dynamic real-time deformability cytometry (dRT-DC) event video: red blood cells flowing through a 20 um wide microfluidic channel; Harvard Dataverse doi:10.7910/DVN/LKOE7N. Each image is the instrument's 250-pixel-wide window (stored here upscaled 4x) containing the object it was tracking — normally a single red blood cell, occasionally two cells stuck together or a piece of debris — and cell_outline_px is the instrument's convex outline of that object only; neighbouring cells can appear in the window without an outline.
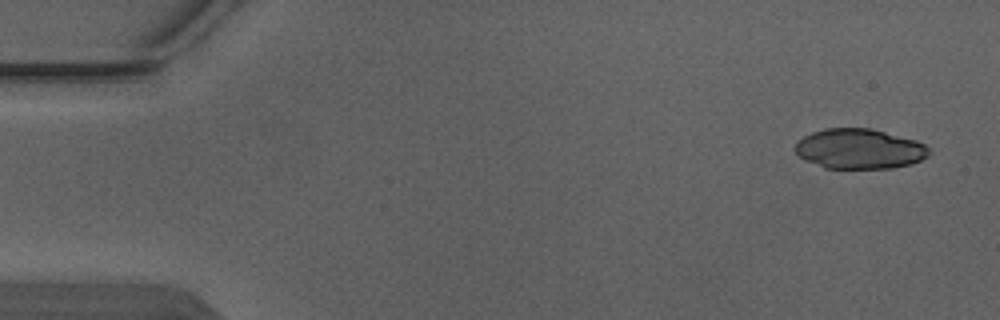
{"species": "Egyptian fruit bat (a non-hibernating species)", "species_latin": "Rousettus aegyptiacus", "temperature_condition": "warm", "stored_images_in_passage": 5, "camera_frame_rate_fps": 3000, "um_per_image_px": 0.085, "animal": {"sex": "male"}, "frame": {"image": 1, "passage_image": 1, "time_ms": 0.0, "image_size_px": [1000, 320], "cell_outline_px": [[932, 152], [928, 156], [912, 164], [892, 168], [824, 168], [804, 160], [796, 152], [796, 140], [812, 132], [824, 128], [872, 128], [916, 140], [924, 144]], "centroid_in_image_um": [73.06, 12.65], "position_along_channel_um": 11.9, "area_um2": 31.44}}